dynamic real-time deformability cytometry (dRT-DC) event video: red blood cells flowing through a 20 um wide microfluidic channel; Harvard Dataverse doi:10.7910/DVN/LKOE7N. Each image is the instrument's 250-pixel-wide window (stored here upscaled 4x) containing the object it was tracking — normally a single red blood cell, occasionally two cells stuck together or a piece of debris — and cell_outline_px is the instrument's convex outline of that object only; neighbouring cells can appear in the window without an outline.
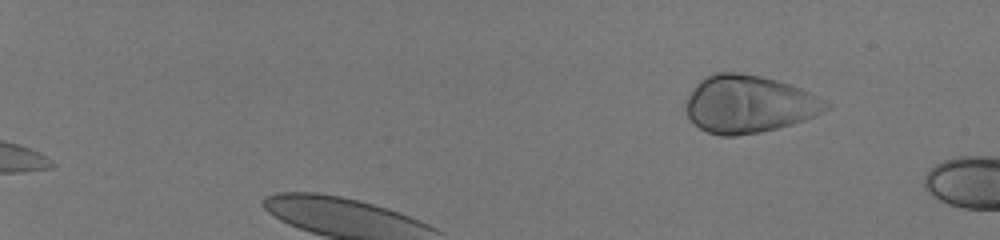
{"species": "human", "species_latin": "Homo sapiens", "temperature_condition": "room temperature", "stored_images_in_passage": 32, "camera_frame_rate_fps": 3000, "um_per_image_px": 0.085, "donor": {"sex": "male"}, "frame": {"image": 1, "passage_image": 1, "time_ms": 0.0, "image_size_px": [1000, 240], "cell_outline_px": [[832, 108], [804, 120], [792, 124], [760, 132], [736, 136], [720, 136], [708, 132], [700, 128], [684, 112], [684, 104], [692, 88], [700, 80], [716, 72], [736, 72], [760, 76], [776, 80], [800, 88], [832, 104]], "centroid_in_image_um": [63.63, 8.86], "position_along_channel_um": 21.4, "area_um2": 46.99}}
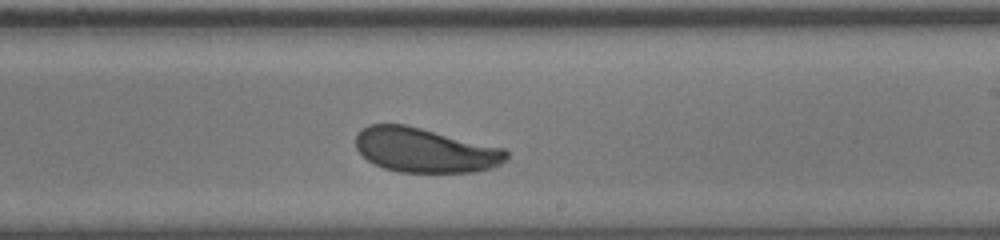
{"frame": {"image": 2, "passage_image": 20, "time_ms": 6.333, "image_size_px": [1000, 240], "cell_outline_px": [[508, 156], [500, 164], [488, 168], [472, 172], [400, 172], [384, 168], [368, 160], [356, 148], [356, 136], [368, 124], [404, 124], [504, 148], [508, 152]], "centroid_in_image_um": [36.11, 12.76], "position_along_channel_um": 252.9, "area_um2": 38.61}}
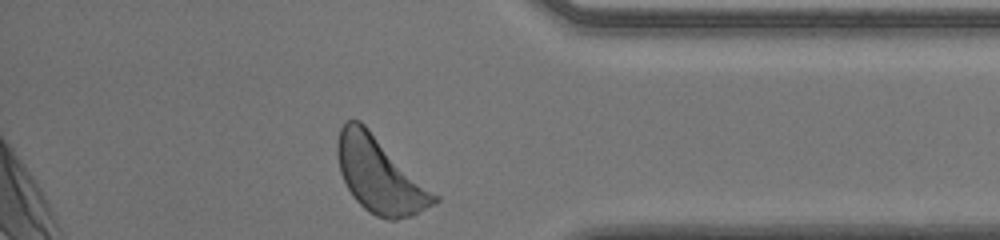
{"frame": {"image": 3, "passage_image": 32, "time_ms": 10.333, "image_size_px": [1000, 240], "cell_outline_px": [[440, 200], [412, 216], [396, 220], [388, 220], [376, 216], [368, 212], [352, 196], [340, 172], [336, 152], [336, 144], [340, 128], [344, 120], [360, 120], [440, 196]], "centroid_in_image_um": [32.28, 14.88], "position_along_channel_um": 402.9, "area_um2": 42.77}, "authors_computed_cell_mechanics": {"area_um2": 39.5641, "velocity_mm_per_s": 3.9455, "shape_relaxation_time_tau1_ms": 2.1755, "shape_relaxation_time_tau2_ms": null, "deformation_change_tau1": 0.0831, "deformation_change_tau2": null}}